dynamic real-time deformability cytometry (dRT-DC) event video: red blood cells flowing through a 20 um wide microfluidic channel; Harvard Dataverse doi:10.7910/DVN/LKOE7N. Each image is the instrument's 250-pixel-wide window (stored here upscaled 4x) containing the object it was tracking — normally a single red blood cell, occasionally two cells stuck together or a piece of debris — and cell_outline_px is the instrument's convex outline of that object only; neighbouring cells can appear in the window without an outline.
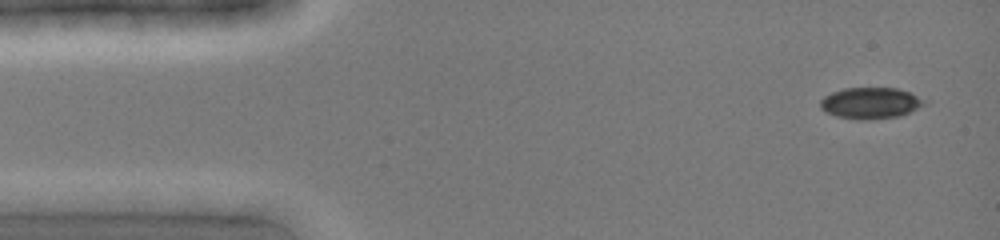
{"species": "common noctule bat (a hibernating species)", "species_latin": "Nyctalus noctula", "temperature_condition": "cold", "stored_images_in_passage": 2, "camera_frame_rate_fps": 3000, "um_per_image_px": 0.085, "animal": {"sex": "female", "body_mass_g": 19.0, "forearm_length_mm": 51.5}, "frame": {"image": 1, "passage_image": 1, "time_ms": 0.0, "image_size_px": [1000, 240], "cell_outline_px": [[932, 100], [928, 104], [900, 116], [868, 120], [856, 120], [836, 116], [820, 108], [820, 100], [824, 96], [832, 92], [844, 88], [896, 88]], "centroid_in_image_um": [74.06, 8.76], "position_along_channel_um": 10.9, "area_um2": 19.31}}